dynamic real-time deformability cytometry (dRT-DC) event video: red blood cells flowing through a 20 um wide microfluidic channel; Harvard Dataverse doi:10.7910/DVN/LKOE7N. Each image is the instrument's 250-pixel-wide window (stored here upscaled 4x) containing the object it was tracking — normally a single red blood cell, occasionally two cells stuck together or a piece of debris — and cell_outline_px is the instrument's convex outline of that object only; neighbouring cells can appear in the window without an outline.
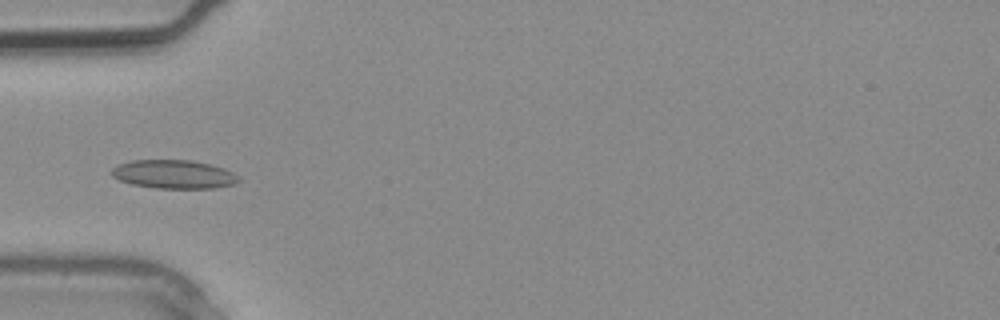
{"species": "common noctule bat (a hibernating species)", "species_latin": "Nyctalus noctula", "temperature_condition": "warm", "stored_images_in_passage": 4, "camera_frame_rate_fps": 3000, "um_per_image_px": 0.085, "animal": {"sex": "male", "body_mass_g": 20.4}, "frame": {"image": 1, "passage_image": 4, "time_ms": 1.0, "image_size_px": [1000, 320], "cell_outline_px": [[240, 180], [236, 184], [216, 188], [156, 188], [132, 184], [120, 180], [112, 176], [108, 172], [112, 168], [120, 164], [132, 160], [192, 160], [224, 168], [232, 172]], "centroid_in_image_um": [14.76, 14.81], "position_along_channel_um": 70.2, "area_um2": 21.15}}